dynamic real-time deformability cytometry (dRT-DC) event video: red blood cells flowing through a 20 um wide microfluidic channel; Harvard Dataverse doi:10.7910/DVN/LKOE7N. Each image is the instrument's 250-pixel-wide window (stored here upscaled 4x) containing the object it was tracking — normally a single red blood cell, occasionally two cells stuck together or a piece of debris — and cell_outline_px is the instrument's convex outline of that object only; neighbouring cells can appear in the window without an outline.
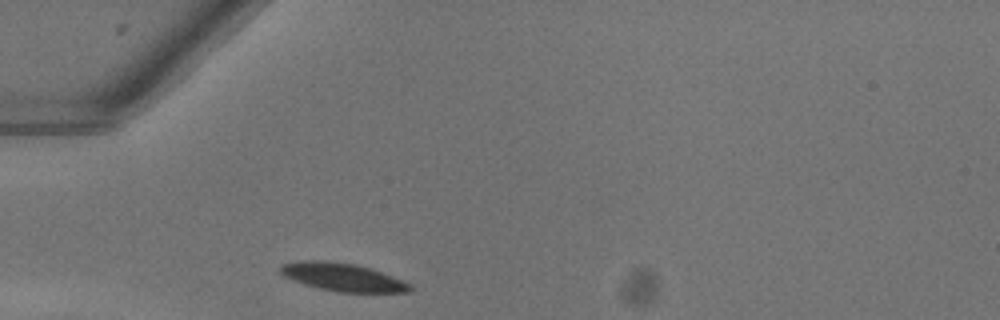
{"species": "common noctule bat (a hibernating species)", "species_latin": "Nyctalus noctula", "temperature_condition": "warm", "stored_images_in_passage": 28, "camera_frame_rate_fps": 3000, "um_per_image_px": 0.085, "animal": {"sex": "female"}, "frame": {"image": 1, "passage_image": 1, "time_ms": 0.0, "image_size_px": [1000, 320], "cell_outline_px": [[412, 288], [408, 292], [336, 292], [304, 284], [284, 276], [280, 272], [280, 264], [300, 260], [328, 260], [356, 264], [372, 268], [412, 284]], "centroid_in_image_um": [29.12, 23.54], "position_along_channel_um": 55.9, "area_um2": 21.27}}
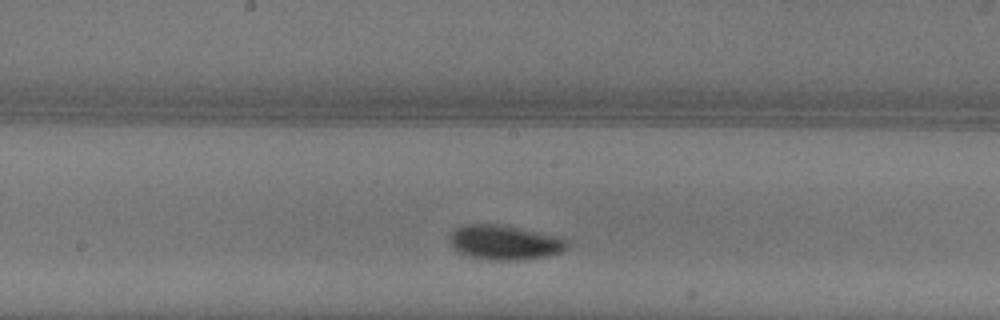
{"frame": {"image": 2, "passage_image": 13, "time_ms": 4.0, "image_size_px": [1000, 320], "cell_outline_px": [[568, 248], [560, 252], [548, 256], [516, 260], [488, 260], [472, 256], [460, 252], [452, 248], [452, 232], [456, 228], [464, 224], [500, 224], [560, 236], [568, 240]], "centroid_in_image_um": [42.95, 20.6], "position_along_channel_um": 205.3, "area_um2": 23.58}}
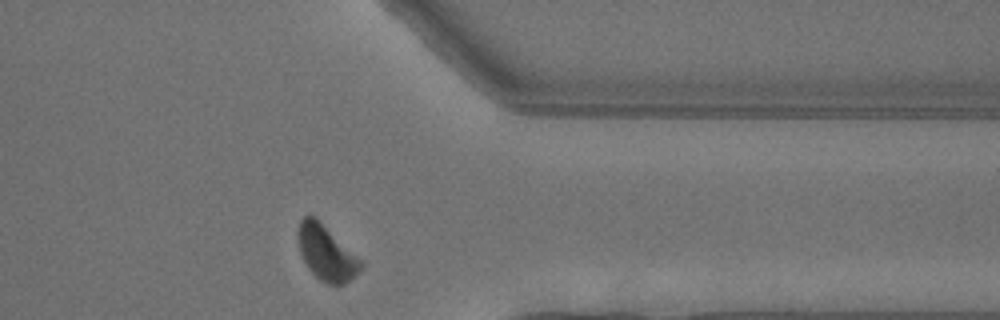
{"frame": {"image": 3, "passage_image": 27, "time_ms": 8.667, "image_size_px": [1000, 320], "cell_outline_px": [[364, 264], [344, 284], [328, 284], [320, 280], [308, 268], [300, 252], [296, 232], [300, 220], [304, 216], [316, 216]], "centroid_in_image_um": [27.68, 21.45], "position_along_channel_um": 383.7, "area_um2": 19.71}, "authors_computed_cell_mechanics": {"area_um2": 21.675, "velocity_mm_per_s": 3.9944, "shape_relaxation_time_tau1_ms": 3.1407, "shape_relaxation_time_tau2_ms": null, "deformation_change_tau1": 0.1408, "deformation_change_tau2": null}}